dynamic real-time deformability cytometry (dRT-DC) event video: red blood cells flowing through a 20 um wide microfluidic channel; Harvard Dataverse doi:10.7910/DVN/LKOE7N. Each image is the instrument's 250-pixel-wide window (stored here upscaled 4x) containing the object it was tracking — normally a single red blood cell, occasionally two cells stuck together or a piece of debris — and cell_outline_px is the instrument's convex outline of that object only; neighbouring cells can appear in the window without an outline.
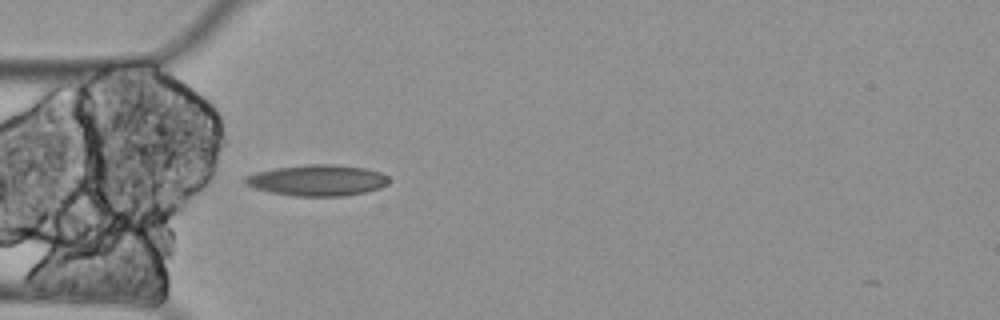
{"species": "Egyptian fruit bat (a non-hibernating species)", "species_latin": "Rousettus aegyptiacus", "temperature_condition": "cold", "stored_images_in_passage": 4, "camera_frame_rate_fps": 3000, "um_per_image_px": 0.085, "animal": {"sex": "female"}, "frame": {"image": 1, "passage_image": 4, "time_ms": 1.0, "image_size_px": [1000, 320], "cell_outline_px": [[388, 184], [380, 188], [364, 192], [344, 196], [292, 196], [268, 192], [244, 184], [244, 176], [256, 172], [276, 168], [308, 164], [332, 164], [364, 168], [380, 172], [388, 176]], "centroid_in_image_um": [26.95, 15.33], "position_along_channel_um": 58.0, "area_um2": 26.07}}